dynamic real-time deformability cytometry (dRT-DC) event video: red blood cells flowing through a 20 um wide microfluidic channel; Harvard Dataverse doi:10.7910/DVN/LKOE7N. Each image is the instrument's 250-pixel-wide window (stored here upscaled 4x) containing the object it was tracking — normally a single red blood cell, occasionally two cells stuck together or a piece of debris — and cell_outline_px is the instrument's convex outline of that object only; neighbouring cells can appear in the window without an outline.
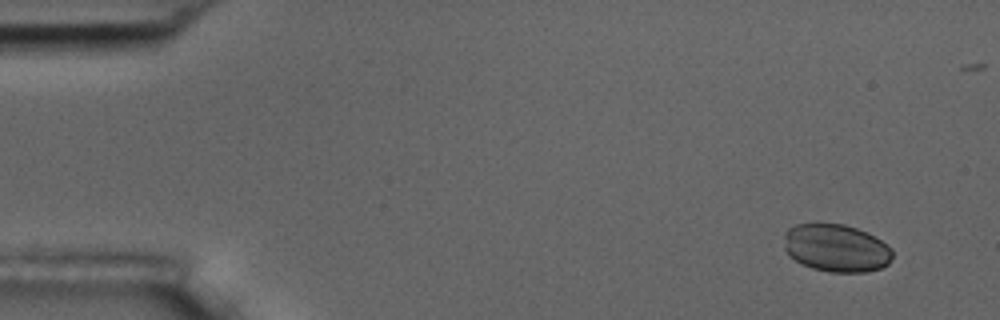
{"species": "common noctule bat (a hibernating species)", "species_latin": "Nyctalus noctula", "temperature_condition": "room temperature", "stored_images_in_passage": 5, "camera_frame_rate_fps": 3000, "um_per_image_px": 0.085, "animal": {"sex": "male", "body_mass_g": 17.5, "forearm_length_mm": 52.3}, "frame": {"image": 1, "passage_image": 1, "time_ms": 0.0, "image_size_px": [1000, 320], "cell_outline_px": [[892, 256], [888, 264], [880, 268], [864, 272], [828, 272], [812, 268], [788, 256], [784, 248], [784, 232], [788, 228], [796, 224], [816, 220], [820, 220], [844, 224], [868, 232], [888, 244], [892, 248]], "centroid_in_image_um": [71.04, 21.03], "position_along_channel_um": 14.0, "area_um2": 31.1}}